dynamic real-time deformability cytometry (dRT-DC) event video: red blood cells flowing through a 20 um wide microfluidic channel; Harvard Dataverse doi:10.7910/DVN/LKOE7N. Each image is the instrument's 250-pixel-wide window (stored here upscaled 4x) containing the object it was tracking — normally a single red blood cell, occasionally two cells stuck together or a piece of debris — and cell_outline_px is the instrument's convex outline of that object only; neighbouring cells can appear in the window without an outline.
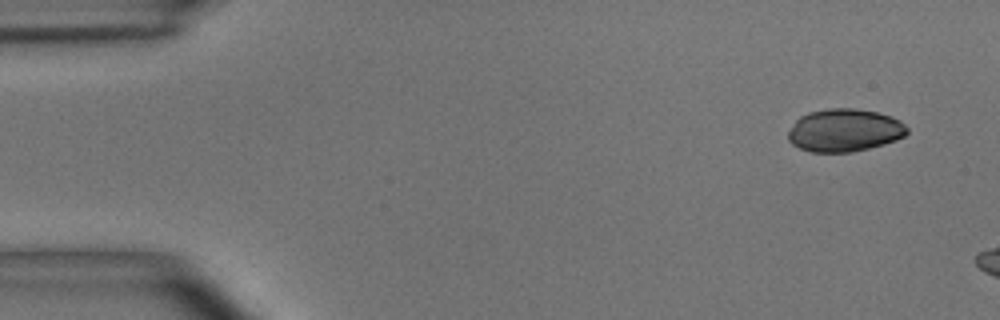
{"species": "common noctule bat (a hibernating species)", "species_latin": "Nyctalus noctula", "temperature_condition": "room temperature", "stored_images_in_passage": 6, "camera_frame_rate_fps": 3000, "um_per_image_px": 0.085, "animal": {"sex": "male", "body_mass_g": 15.6}, "frame": {"image": 1, "passage_image": 1, "time_ms": 0.0, "image_size_px": [1000, 320], "cell_outline_px": [[908, 132], [904, 136], [896, 140], [884, 144], [852, 152], [812, 152], [800, 148], [792, 144], [788, 140], [788, 132], [796, 120], [800, 116], [808, 112], [828, 108], [856, 108], [876, 112], [892, 116], [900, 120], [908, 128]], "centroid_in_image_um": [71.78, 11.07], "position_along_channel_um": 13.2, "area_um2": 29.77}}